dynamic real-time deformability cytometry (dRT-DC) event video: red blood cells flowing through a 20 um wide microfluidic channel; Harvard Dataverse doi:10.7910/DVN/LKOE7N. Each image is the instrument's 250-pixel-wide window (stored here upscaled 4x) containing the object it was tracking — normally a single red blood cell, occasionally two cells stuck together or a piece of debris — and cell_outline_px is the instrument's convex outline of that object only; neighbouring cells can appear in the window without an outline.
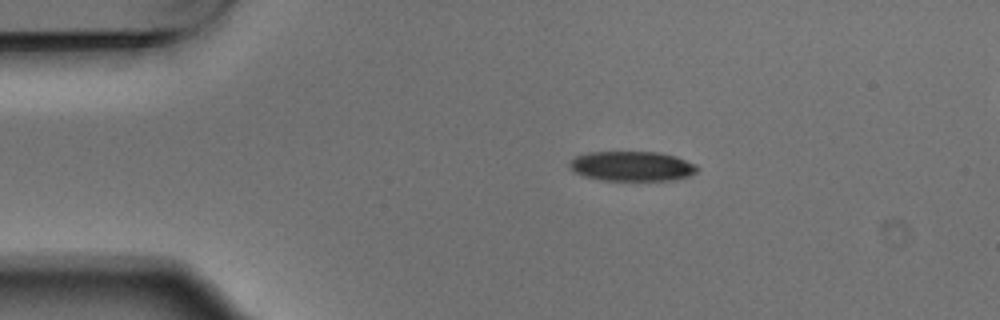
{"species": "Egyptian fruit bat (a non-hibernating species)", "species_latin": "Rousettus aegyptiacus", "temperature_condition": "warm", "stored_images_in_passage": 3, "camera_frame_rate_fps": 3000, "um_per_image_px": 0.085, "animal": {"sex": "male"}, "frame": {"image": 1, "passage_image": 1, "time_ms": 0.0, "image_size_px": [1000, 320], "cell_outline_px": [[700, 168], [696, 172], [688, 176], [672, 180], [600, 180], [584, 176], [572, 172], [568, 168], [568, 164], [576, 156], [588, 152], [660, 152], [676, 156], [696, 164]], "centroid_in_image_um": [53.7, 14.12], "position_along_channel_um": 31.3, "area_um2": 22.37}}
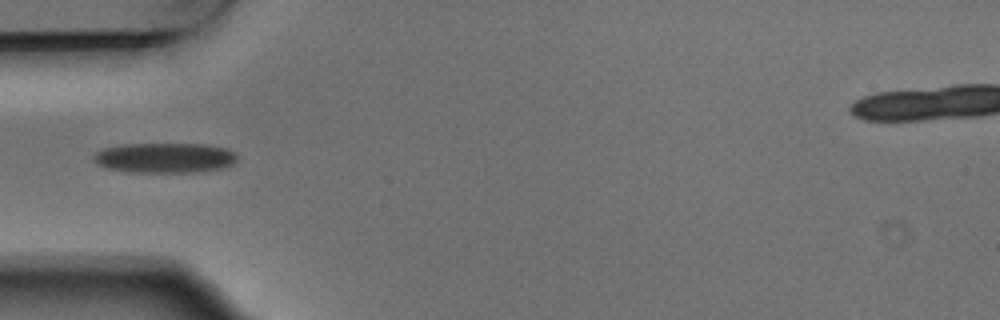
{"frame": {"image": 2, "passage_image": 3, "time_ms": 0.667, "image_size_px": [1000, 320], "cell_outline_px": [[236, 160], [232, 164], [220, 168], [196, 172], [124, 172], [108, 168], [96, 164], [92, 160], [92, 156], [96, 152], [104, 148], [124, 144], [204, 144], [228, 148], [236, 152]], "centroid_in_image_um": [13.97, 13.41], "position_along_channel_um": 71.0, "area_um2": 25.32}}